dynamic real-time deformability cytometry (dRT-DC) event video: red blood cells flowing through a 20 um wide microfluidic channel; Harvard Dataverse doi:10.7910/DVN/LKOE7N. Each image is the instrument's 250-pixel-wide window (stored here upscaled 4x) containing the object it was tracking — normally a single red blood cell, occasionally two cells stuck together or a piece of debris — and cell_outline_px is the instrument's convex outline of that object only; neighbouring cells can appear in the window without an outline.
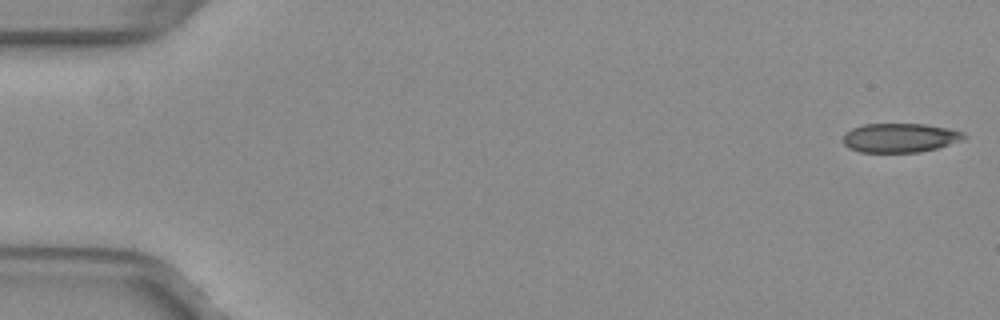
{"species": "common noctule bat (a hibernating species)", "species_latin": "Nyctalus noctula", "temperature_condition": "warm", "stored_images_in_passage": 34, "camera_frame_rate_fps": 3000, "um_per_image_px": 0.085, "animal": {"sex": "female", "body_mass_g": 29.2, "forearm_length_mm": 56.3}, "frame": {"image": 1, "passage_image": 1, "time_ms": 0.0, "image_size_px": [1000, 320], "cell_outline_px": [[968, 136], [964, 140], [936, 148], [920, 152], [860, 152], [848, 148], [844, 144], [844, 132], [852, 128], [864, 124], [924, 124], [948, 128], [964, 132]], "centroid_in_image_um": [76.51, 11.71], "position_along_channel_um": 8.5, "area_um2": 20.63}}
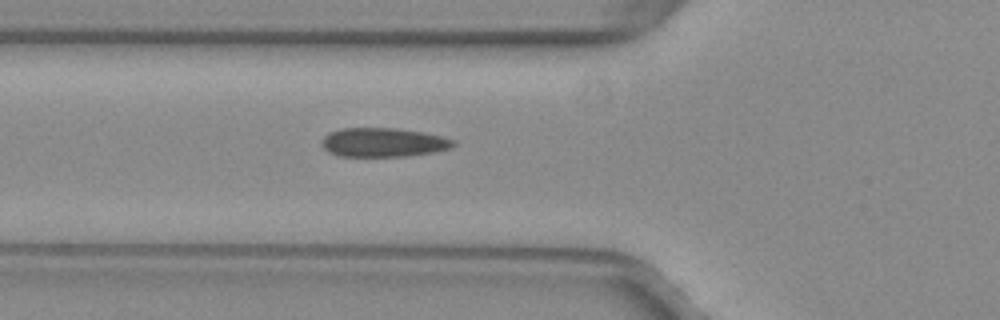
{"frame": {"image": 2, "passage_image": 19, "time_ms": 6.0, "image_size_px": [1000, 320], "cell_outline_px": [[456, 144], [452, 148], [432, 152], [408, 156], [340, 156], [328, 152], [320, 144], [324, 136], [328, 132], [340, 128], [396, 128], [424, 132], [440, 136], [452, 140]], "centroid_in_image_um": [32.54, 12.1], "position_along_channel_um": 93.3, "area_um2": 22.31}}
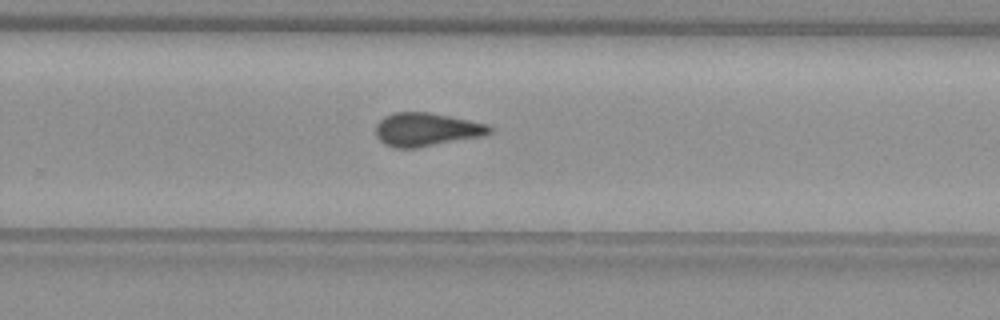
{"frame": {"image": 3, "passage_image": 34, "time_ms": 11.0, "image_size_px": [1000, 320], "cell_outline_px": [[492, 132], [484, 136], [416, 148], [396, 148], [384, 144], [376, 136], [376, 124], [384, 116], [392, 112], [428, 112], [488, 124], [492, 128]], "centroid_in_image_um": [36.23, 11.01], "position_along_channel_um": 293.6, "area_um2": 22.2}}